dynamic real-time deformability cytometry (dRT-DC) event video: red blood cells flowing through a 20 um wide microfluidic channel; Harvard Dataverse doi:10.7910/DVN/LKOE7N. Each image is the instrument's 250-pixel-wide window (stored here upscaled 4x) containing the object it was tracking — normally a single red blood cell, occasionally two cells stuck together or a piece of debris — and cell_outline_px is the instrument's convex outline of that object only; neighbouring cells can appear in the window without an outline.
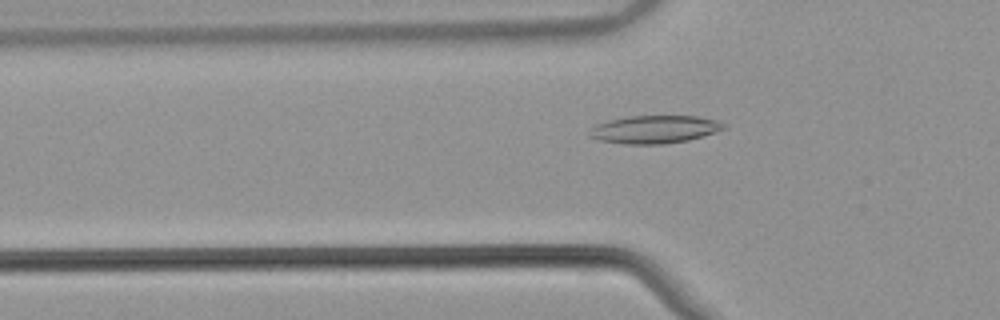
{"species": "common noctule bat (a hibernating species)", "species_latin": "Nyctalus noctula", "temperature_condition": "warm", "stored_images_in_passage": 53, "camera_frame_rate_fps": 3000, "um_per_image_px": 0.085, "animal": {"sex": "male", "body_mass_g": 21.5, "forearm_length_mm": 52.0}, "frame": {"image": 1, "passage_image": 18, "time_ms": 5.667, "image_size_px": [1000, 320], "cell_outline_px": [[728, 128], [716, 132], [688, 140], [664, 144], [624, 144], [600, 140], [588, 136], [588, 132], [596, 124], [608, 120], [628, 116], [696, 116], [716, 120], [724, 124]], "centroid_in_image_um": [55.63, 11.0], "position_along_channel_um": 70.2, "area_um2": 21.85}}
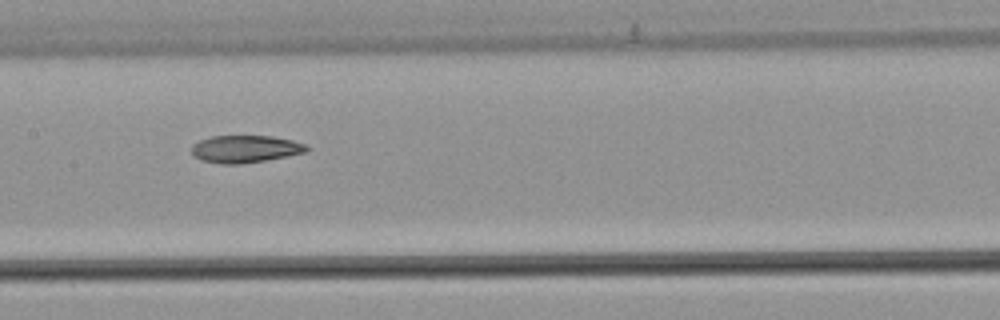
{"frame": {"image": 2, "passage_image": 27, "time_ms": 8.667, "image_size_px": [1000, 320], "cell_outline_px": [[308, 152], [288, 156], [240, 164], [220, 164], [200, 160], [192, 156], [192, 144], [200, 140], [212, 136], [272, 136], [292, 140], [304, 144], [308, 148]], "centroid_in_image_um": [20.81, 12.67], "position_along_channel_um": 186.6, "area_um2": 18.38}}
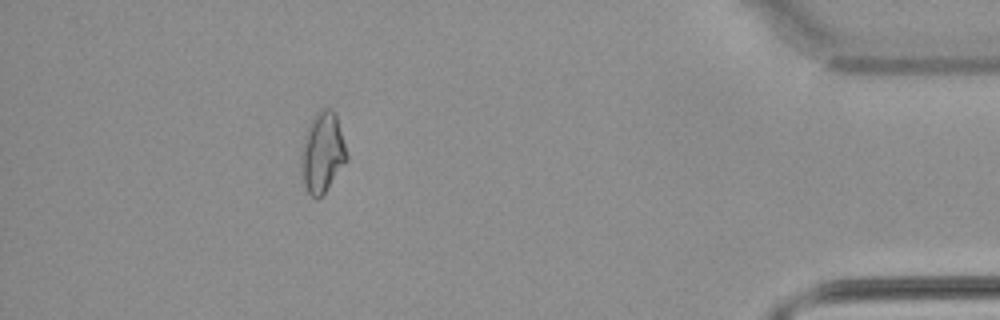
{"frame": {"image": 3, "passage_image": 48, "time_ms": 15.667, "image_size_px": [1000, 320], "cell_outline_px": [[348, 160], [324, 192], [316, 200], [308, 192], [304, 184], [300, 172], [300, 156], [304, 136], [308, 124], [312, 116], [320, 108], [332, 108], [336, 112], [348, 156]], "centroid_in_image_um": [27.39, 12.91], "position_along_channel_um": 407.8, "area_um2": 21.68}, "authors_computed_cell_mechanics": {"area_um2": 19.941, "velocity_mm_per_s": 3.8773, "shape_relaxation_time_tau1_ms": null, "shape_relaxation_time_tau2_ms": 5.6318, "deformation_change_tau1": null, "deformation_change_tau2": 0.1277}}